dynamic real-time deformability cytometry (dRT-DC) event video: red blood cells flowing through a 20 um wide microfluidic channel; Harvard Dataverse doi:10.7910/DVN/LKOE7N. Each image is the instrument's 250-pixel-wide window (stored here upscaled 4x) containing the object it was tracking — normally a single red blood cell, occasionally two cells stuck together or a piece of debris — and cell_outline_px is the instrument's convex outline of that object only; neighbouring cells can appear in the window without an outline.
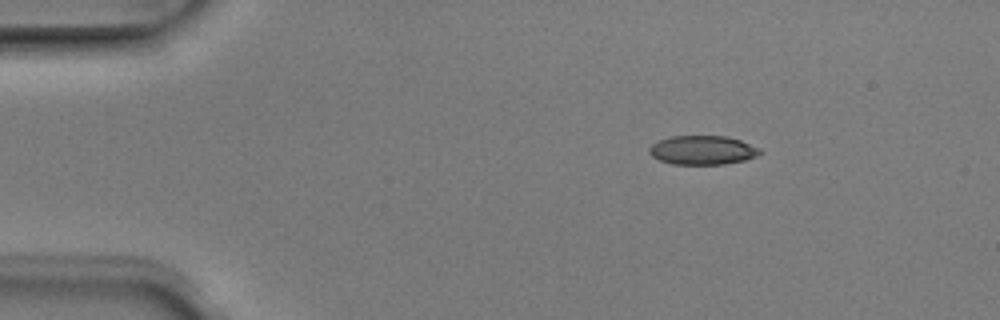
{"species": "Egyptian fruit bat (a non-hibernating species)", "species_latin": "Rousettus aegyptiacus", "temperature_condition": "room temperature", "stored_images_in_passage": 3, "camera_frame_rate_fps": 3000, "um_per_image_px": 0.085, "animal": {"sex": "male"}, "frame": {"image": 1, "passage_image": 1, "time_ms": 0.0, "image_size_px": [1000, 320], "cell_outline_px": [[760, 152], [756, 156], [744, 160], [724, 164], [672, 164], [660, 160], [652, 156], [648, 152], [648, 148], [652, 144], [660, 140], [672, 136], [728, 136], [740, 140], [760, 148]], "centroid_in_image_um": [59.7, 12.76], "position_along_channel_um": 25.3, "area_um2": 18.61}}
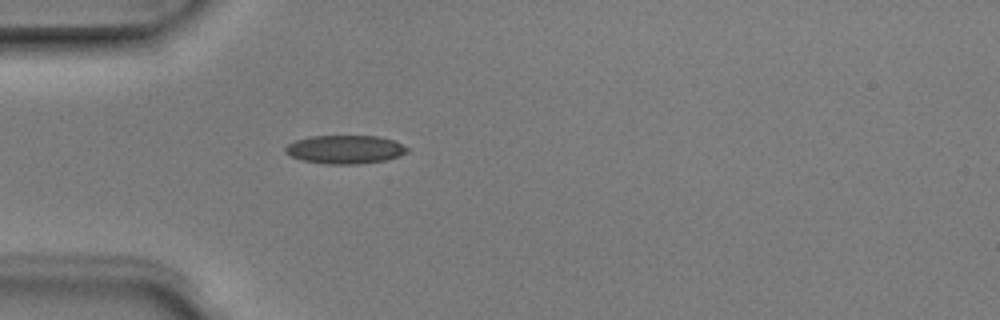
{"frame": {"image": 2, "passage_image": 3, "time_ms": 0.667, "image_size_px": [1000, 320], "cell_outline_px": [[408, 152], [400, 156], [384, 160], [356, 164], [324, 164], [304, 160], [292, 156], [284, 152], [284, 148], [288, 144], [296, 140], [312, 136], [376, 136], [392, 140], [408, 148]], "centroid_in_image_um": [29.31, 12.7], "position_along_channel_um": 55.7, "area_um2": 20.0}}